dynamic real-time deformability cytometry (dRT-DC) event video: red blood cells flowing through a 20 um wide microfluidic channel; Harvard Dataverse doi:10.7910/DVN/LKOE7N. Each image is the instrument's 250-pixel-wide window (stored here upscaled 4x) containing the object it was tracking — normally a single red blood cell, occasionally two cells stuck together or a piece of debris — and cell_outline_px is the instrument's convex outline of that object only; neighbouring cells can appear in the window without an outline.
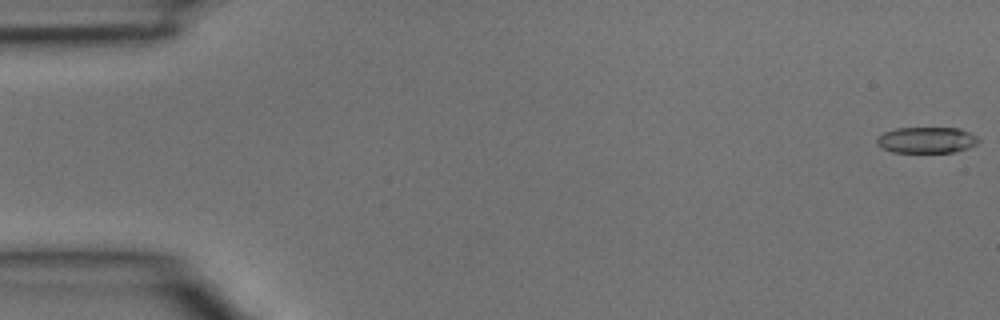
{"species": "common noctule bat (a hibernating species)", "species_latin": "Nyctalus noctula", "temperature_condition": "room temperature", "stored_images_in_passage": 41, "camera_frame_rate_fps": 3000, "um_per_image_px": 0.085, "animal": {"sex": "male", "body_mass_g": 15.6}, "frame": {"image": 1, "passage_image": 1, "time_ms": 0.0, "image_size_px": [1000, 320], "cell_outline_px": [[980, 140], [976, 144], [968, 148], [952, 152], [892, 152], [876, 144], [876, 136], [884, 132], [896, 128], [960, 128], [976, 136]], "centroid_in_image_um": [78.73, 11.9], "position_along_channel_um": 6.3, "area_um2": 15.43}}
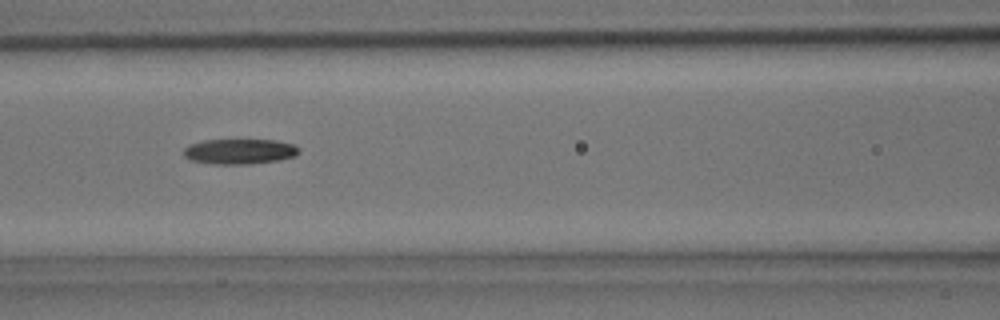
{"frame": {"image": 2, "passage_image": 18, "time_ms": 5.667, "image_size_px": [1000, 320], "cell_outline_px": [[300, 152], [296, 156], [280, 160], [248, 164], [212, 164], [188, 160], [184, 156], [184, 148], [188, 144], [204, 140], [276, 140], [292, 144], [300, 148]], "centroid_in_image_um": [20.35, 12.88], "position_along_channel_um": 146.2, "area_um2": 17.17}}
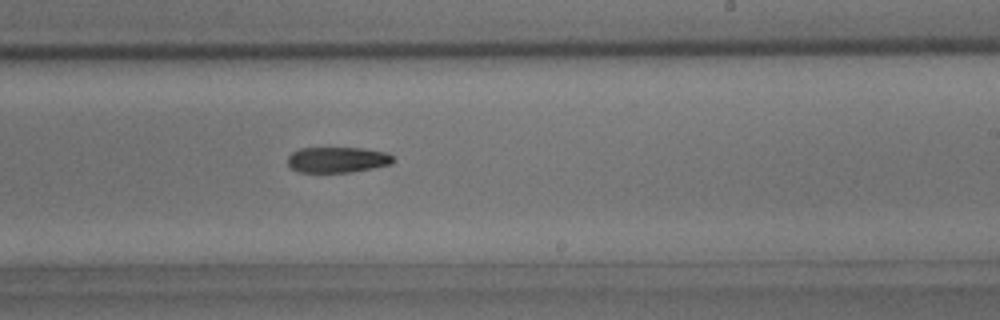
{"frame": {"image": 3, "passage_image": 25, "time_ms": 8.0, "image_size_px": [1000, 320], "cell_outline_px": [[396, 160], [392, 164], [352, 172], [296, 172], [288, 164], [288, 156], [292, 152], [300, 148], [364, 148], [384, 152], [392, 156]], "centroid_in_image_um": [28.68, 13.58], "position_along_channel_um": 260.3, "area_um2": 15.84}}